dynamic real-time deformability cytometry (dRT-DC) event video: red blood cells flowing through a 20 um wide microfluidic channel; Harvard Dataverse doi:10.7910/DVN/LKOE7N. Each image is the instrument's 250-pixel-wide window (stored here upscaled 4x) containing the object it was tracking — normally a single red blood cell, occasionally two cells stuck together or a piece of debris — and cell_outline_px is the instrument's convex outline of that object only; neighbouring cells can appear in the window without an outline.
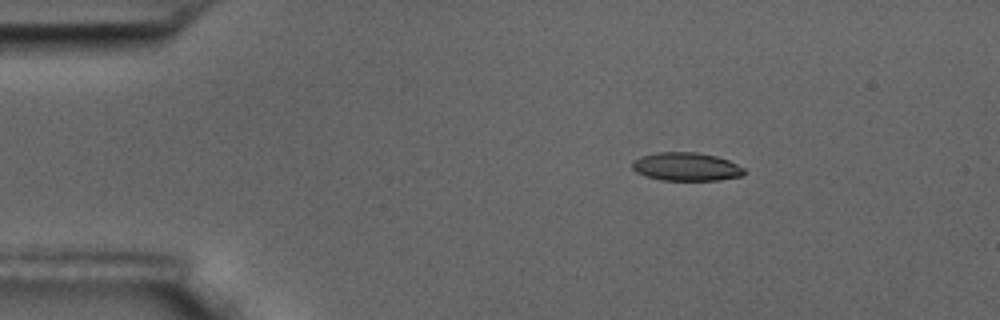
{"species": "common noctule bat (a hibernating species)", "species_latin": "Nyctalus noctula", "temperature_condition": "room temperature", "stored_images_in_passage": 3, "camera_frame_rate_fps": 3000, "um_per_image_px": 0.085, "animal": {"sex": "male", "body_mass_g": 17.5, "forearm_length_mm": 52.3}, "frame": {"image": 1, "passage_image": 1, "time_ms": 0.0, "image_size_px": [1000, 320], "cell_outline_px": [[744, 176], [720, 180], [660, 180], [644, 176], [636, 172], [632, 168], [632, 164], [640, 156], [656, 152], [696, 152], [716, 156], [728, 160], [744, 168]], "centroid_in_image_um": [58.33, 14.17], "position_along_channel_um": 26.7, "area_um2": 18.55}}